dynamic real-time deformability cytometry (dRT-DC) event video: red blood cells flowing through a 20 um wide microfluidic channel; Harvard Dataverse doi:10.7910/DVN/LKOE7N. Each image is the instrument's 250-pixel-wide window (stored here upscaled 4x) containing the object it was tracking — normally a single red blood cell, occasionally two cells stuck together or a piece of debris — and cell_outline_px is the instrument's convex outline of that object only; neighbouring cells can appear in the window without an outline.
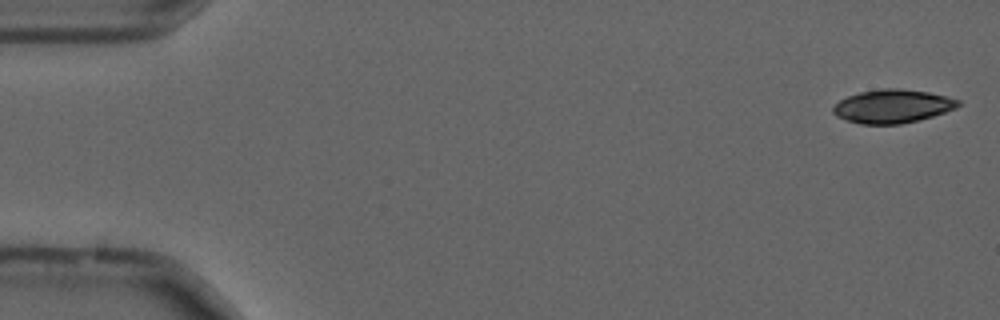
{"species": "common noctule bat (a hibernating species)", "species_latin": "Nyctalus noctula", "temperature_condition": "cold", "stored_images_in_passage": 55, "camera_frame_rate_fps": 3000, "um_per_image_px": 0.085, "animal": {"sex": "male", "forearm_length_mm": 52.5}, "frame": {"image": 1, "passage_image": 2, "time_ms": 0.333, "image_size_px": [1000, 320], "cell_outline_px": [[960, 104], [956, 108], [920, 120], [900, 124], [860, 124], [836, 116], [832, 112], [832, 108], [840, 100], [848, 96], [860, 92], [884, 88], [900, 88], [928, 92], [960, 100]], "centroid_in_image_um": [75.86, 9.03], "position_along_channel_um": 9.1, "area_um2": 24.28}}
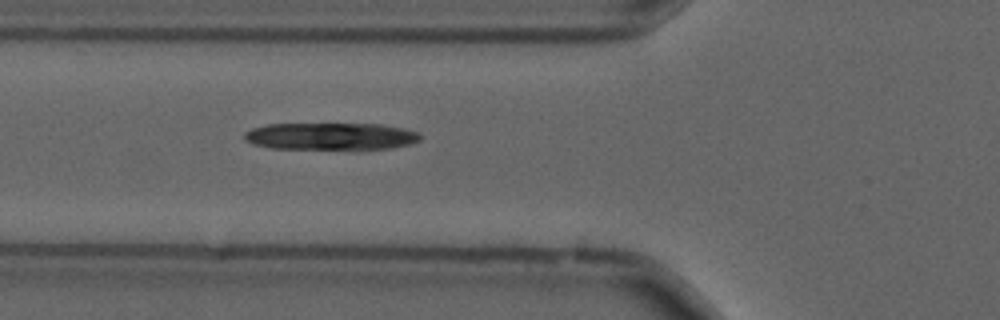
{"frame": {"image": 2, "passage_image": 20, "time_ms": 6.333, "image_size_px": [1000, 320], "cell_outline_px": [[424, 136], [420, 140], [412, 144], [392, 148], [360, 152], [356, 152], [272, 148], [252, 144], [244, 140], [244, 132], [252, 128], [268, 124], [380, 124], [404, 128], [420, 132]], "centroid_in_image_um": [28.2, 11.64], "position_along_channel_um": 97.6, "area_um2": 29.54}}
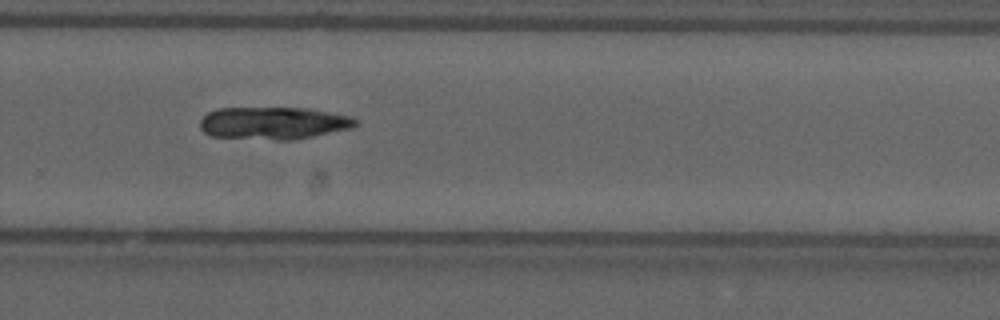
{"frame": {"image": 3, "passage_image": 37, "time_ms": 12.0, "image_size_px": [1000, 320], "cell_outline_px": [[360, 124], [352, 128], [292, 140], [276, 140], [212, 136], [204, 132], [200, 128], [200, 120], [208, 112], [216, 108], [308, 108], [352, 116]], "centroid_in_image_um": [23.26, 10.46], "position_along_channel_um": 306.5, "area_um2": 29.48}}